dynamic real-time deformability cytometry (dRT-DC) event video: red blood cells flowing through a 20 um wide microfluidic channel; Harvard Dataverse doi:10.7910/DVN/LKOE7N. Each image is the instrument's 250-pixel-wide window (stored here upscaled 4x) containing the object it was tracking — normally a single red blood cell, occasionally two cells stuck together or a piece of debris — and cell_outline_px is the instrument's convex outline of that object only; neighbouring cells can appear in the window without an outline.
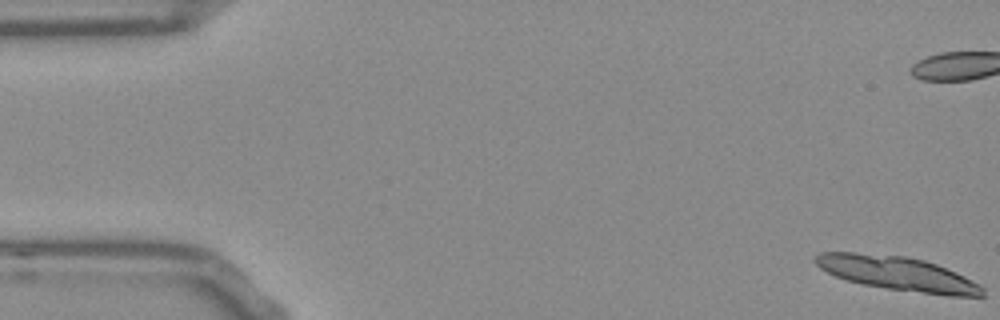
{"species": "Egyptian fruit bat (a non-hibernating species)", "species_latin": "Rousettus aegyptiacus", "temperature_condition": "room temperature", "stored_images_in_passage": 13, "camera_frame_rate_fps": 3000, "um_per_image_px": 0.085, "frame": {"image": 1, "passage_image": 1, "time_ms": 0.0, "image_size_px": [1000, 320], "cell_outline_px": [[984, 296], [948, 296], [888, 288], [864, 284], [848, 280], [836, 276], [820, 268], [816, 264], [816, 256], [820, 252], [852, 252], [904, 256], [924, 260], [936, 264], [964, 276], [980, 284], [984, 288]], "centroid_in_image_um": [76.34, 23.25], "position_along_channel_um": 8.7, "area_um2": 32.71}}